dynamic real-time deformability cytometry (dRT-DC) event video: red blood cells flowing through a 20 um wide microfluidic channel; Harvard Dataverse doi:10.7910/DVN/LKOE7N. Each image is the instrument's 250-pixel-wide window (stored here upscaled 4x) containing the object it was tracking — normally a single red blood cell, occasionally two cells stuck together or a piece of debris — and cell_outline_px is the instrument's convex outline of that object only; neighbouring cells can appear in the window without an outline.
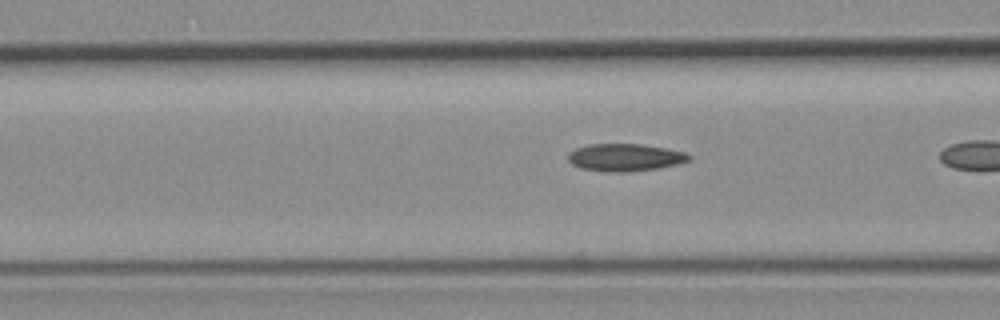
{"species": "common noctule bat (a hibernating species)", "species_latin": "Nyctalus noctula", "temperature_condition": "room temperature", "stored_images_in_passage": 20, "camera_frame_rate_fps": 3000, "um_per_image_px": 0.085, "animal": {"sex": "female", "body_mass_g": 19.3, "forearm_length_mm": 54.1}, "frame": {"image": 1, "passage_image": 18, "time_ms": 5.667, "image_size_px": [1000, 320], "cell_outline_px": [[692, 160], [676, 164], [656, 168], [628, 172], [608, 172], [580, 168], [572, 164], [568, 160], [568, 152], [576, 148], [588, 144], [640, 144], [668, 148], [688, 152], [692, 156]], "centroid_in_image_um": [53.15, 13.37], "position_along_channel_um": 113.4, "area_um2": 19.54}}